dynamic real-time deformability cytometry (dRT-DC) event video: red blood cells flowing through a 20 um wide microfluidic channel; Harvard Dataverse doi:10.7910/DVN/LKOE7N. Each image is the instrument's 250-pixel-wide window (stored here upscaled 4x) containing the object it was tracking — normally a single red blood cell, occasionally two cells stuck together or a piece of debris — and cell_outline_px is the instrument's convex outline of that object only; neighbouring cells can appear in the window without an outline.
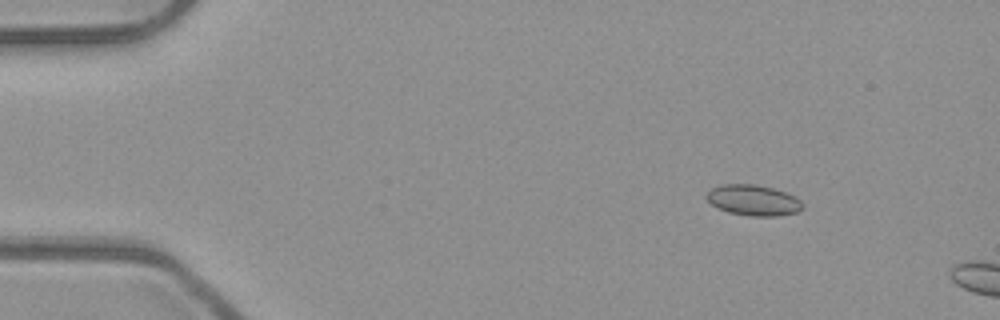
{"species": "common noctule bat (a hibernating species)", "species_latin": "Nyctalus noctula", "temperature_condition": "room temperature", "stored_images_in_passage": 3, "camera_frame_rate_fps": 3000, "um_per_image_px": 0.085, "animal": {"sex": "male", "body_mass_g": 23.1, "forearm_length_mm": 52.7}, "frame": {"image": 1, "passage_image": 2, "time_ms": 0.333, "image_size_px": [1000, 320], "cell_outline_px": [[804, 208], [796, 212], [776, 216], [748, 216], [728, 212], [712, 204], [704, 196], [712, 188], [720, 184], [756, 184], [772, 188], [784, 192], [800, 200], [804, 204]], "centroid_in_image_um": [64.02, 17.02], "position_along_channel_um": 21.0, "area_um2": 17.11}}